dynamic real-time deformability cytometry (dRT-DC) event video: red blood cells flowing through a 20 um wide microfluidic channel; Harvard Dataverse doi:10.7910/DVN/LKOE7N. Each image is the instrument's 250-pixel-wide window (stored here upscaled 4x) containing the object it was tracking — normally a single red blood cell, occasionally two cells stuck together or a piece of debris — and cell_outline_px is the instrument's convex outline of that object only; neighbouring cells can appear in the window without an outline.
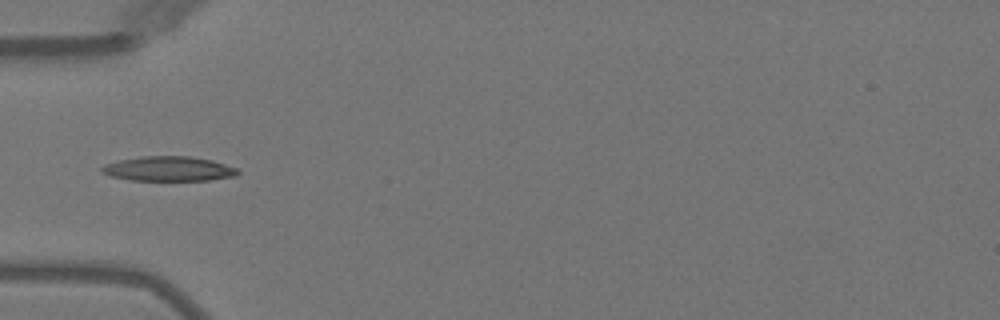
{"species": "Egyptian fruit bat (a non-hibernating species)", "species_latin": "Rousettus aegyptiacus", "temperature_condition": "warm", "stored_images_in_passage": 4, "camera_frame_rate_fps": 3000, "um_per_image_px": 0.085, "animal": {"sex": "female"}, "frame": {"image": 1, "passage_image": 4, "time_ms": 3.667, "image_size_px": [1000, 320], "cell_outline_px": [[240, 172], [236, 176], [208, 180], [132, 180], [112, 176], [100, 172], [100, 168], [104, 164], [120, 160], [140, 156], [192, 156], [212, 160], [236, 168]], "centroid_in_image_um": [14.33, 14.34], "position_along_channel_um": 70.7, "area_um2": 19.54}}